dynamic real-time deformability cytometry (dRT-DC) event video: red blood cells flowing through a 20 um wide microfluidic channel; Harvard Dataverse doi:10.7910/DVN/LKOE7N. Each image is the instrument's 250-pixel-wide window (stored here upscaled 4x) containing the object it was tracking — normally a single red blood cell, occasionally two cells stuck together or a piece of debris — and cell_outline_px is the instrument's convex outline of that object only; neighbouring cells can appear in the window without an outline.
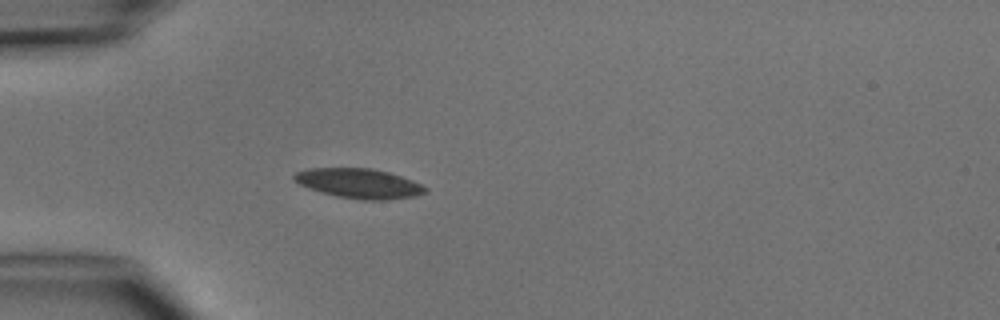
{"species": "common noctule bat (a hibernating species)", "species_latin": "Nyctalus noctula", "temperature_condition": "cold", "stored_images_in_passage": 1, "camera_frame_rate_fps": 3000, "um_per_image_px": 0.085, "animal": {"sex": "male", "body_mass_g": 15.6}, "frame": {"image": 1, "passage_image": 1, "time_ms": 0.0, "image_size_px": [1000, 320], "cell_outline_px": [[428, 192], [416, 196], [388, 200], [364, 200], [336, 196], [308, 188], [300, 184], [292, 176], [296, 172], [308, 168], [372, 168], [388, 172], [412, 180], [428, 188]], "centroid_in_image_um": [30.55, 15.59], "position_along_channel_um": 54.5, "area_um2": 22.72}}